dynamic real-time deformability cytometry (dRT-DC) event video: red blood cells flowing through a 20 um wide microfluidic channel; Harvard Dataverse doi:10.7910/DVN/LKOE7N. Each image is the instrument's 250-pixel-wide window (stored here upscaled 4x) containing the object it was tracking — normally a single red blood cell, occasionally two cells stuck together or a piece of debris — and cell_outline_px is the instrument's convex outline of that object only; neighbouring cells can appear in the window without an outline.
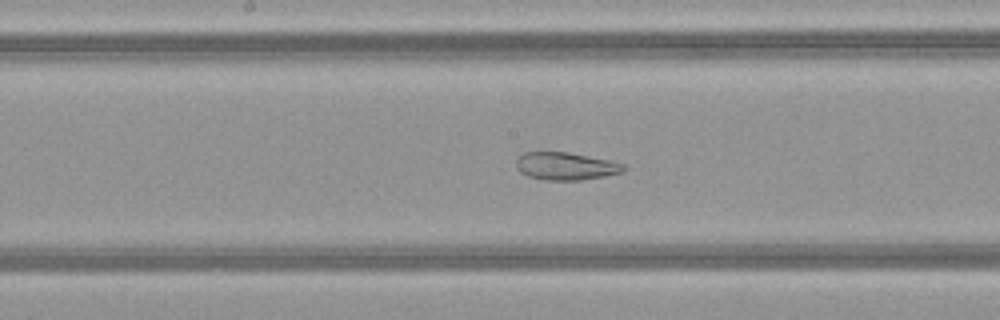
{"species": "common noctule bat (a hibernating species)", "species_latin": "Nyctalus noctula", "temperature_condition": "warm", "stored_images_in_passage": 50, "camera_frame_rate_fps": 3000, "um_per_image_px": 0.085, "animal": {"sex": "female", "body_mass_g": 21.9}, "frame": {"image": 1, "passage_image": 26, "time_ms": 8.333, "image_size_px": [1000, 320], "cell_outline_px": [[628, 168], [620, 172], [604, 176], [580, 180], [548, 180], [528, 176], [520, 172], [516, 168], [516, 160], [524, 152], [568, 152], [608, 160], [624, 164]], "centroid_in_image_um": [48.07, 14.12], "position_along_channel_um": 200.1, "area_um2": 17.17}}
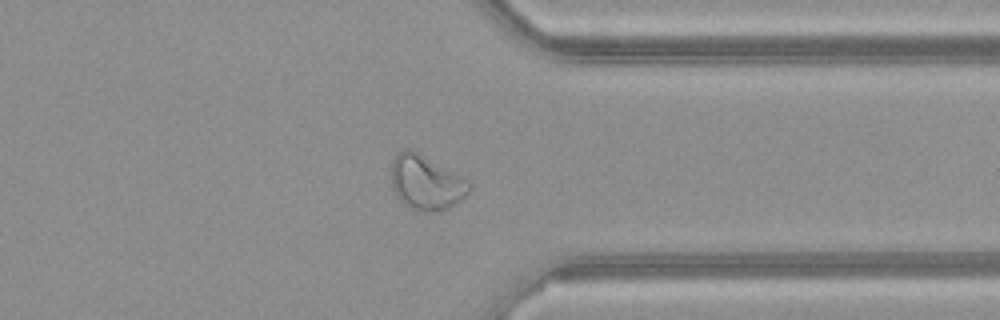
{"frame": {"image": 2, "passage_image": 39, "time_ms": 12.667, "image_size_px": [1000, 320], "cell_outline_px": [[472, 188], [456, 204], [448, 208], [432, 212], [424, 212], [412, 208], [400, 200], [392, 188], [392, 160], [396, 152], [404, 148], [408, 148], [464, 176], [472, 184]], "centroid_in_image_um": [36.23, 15.5], "position_along_channel_um": 375.2, "area_um2": 24.8}}
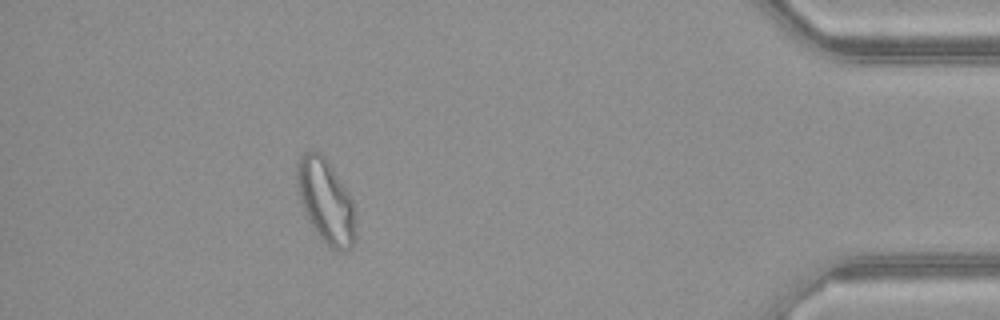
{"frame": {"image": 3, "passage_image": 45, "time_ms": 14.667, "image_size_px": [1000, 320], "cell_outline_px": [[356, 244], [352, 248], [344, 252], [336, 252], [320, 236], [308, 220], [300, 200], [296, 188], [296, 164], [300, 156], [304, 152], [312, 148], [320, 152], [328, 160], [352, 200], [356, 212]], "centroid_in_image_um": [27.71, 17.09], "position_along_channel_um": 407.5, "area_um2": 29.25}, "authors_computed_cell_mechanics": {"area_um2": 27.2527, "velocity_mm_per_s": 4.121, "shape_relaxation_time_tau1_ms": null, "shape_relaxation_time_tau2_ms": 1.6218, "deformation_change_tau1": null, "deformation_change_tau2": 0.0896}}